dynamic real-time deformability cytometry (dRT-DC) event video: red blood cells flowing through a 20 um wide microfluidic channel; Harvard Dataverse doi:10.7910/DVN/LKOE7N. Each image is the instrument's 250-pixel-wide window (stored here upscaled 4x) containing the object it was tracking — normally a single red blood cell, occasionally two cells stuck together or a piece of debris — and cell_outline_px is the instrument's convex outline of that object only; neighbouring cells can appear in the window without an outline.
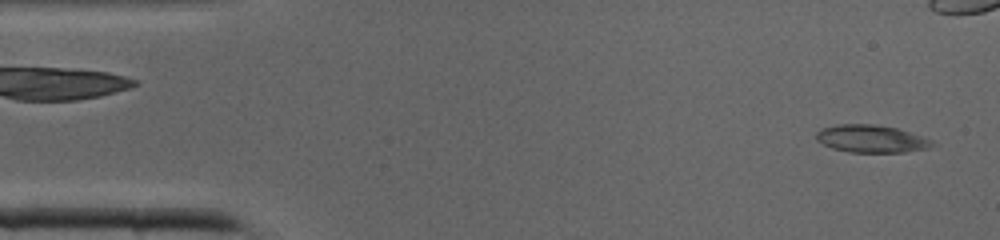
{"species": "common noctule bat (a hibernating species)", "species_latin": "Nyctalus noctula", "temperature_condition": "cold", "stored_images_in_passage": 6, "camera_frame_rate_fps": 3000, "um_per_image_px": 0.085, "animal": {"sex": "male", "body_mass_g": 19.0, "forearm_length_mm": 50.8}, "frame": {"image": 1, "passage_image": 1, "time_ms": 0.0, "image_size_px": [1000, 240], "cell_outline_px": [[936, 144], [928, 148], [904, 152], [848, 152], [832, 148], [816, 140], [816, 132], [820, 128], [836, 124], [876, 124], [896, 128], [932, 140]], "centroid_in_image_um": [74.02, 11.79], "position_along_channel_um": 11.0, "area_um2": 18.61}}